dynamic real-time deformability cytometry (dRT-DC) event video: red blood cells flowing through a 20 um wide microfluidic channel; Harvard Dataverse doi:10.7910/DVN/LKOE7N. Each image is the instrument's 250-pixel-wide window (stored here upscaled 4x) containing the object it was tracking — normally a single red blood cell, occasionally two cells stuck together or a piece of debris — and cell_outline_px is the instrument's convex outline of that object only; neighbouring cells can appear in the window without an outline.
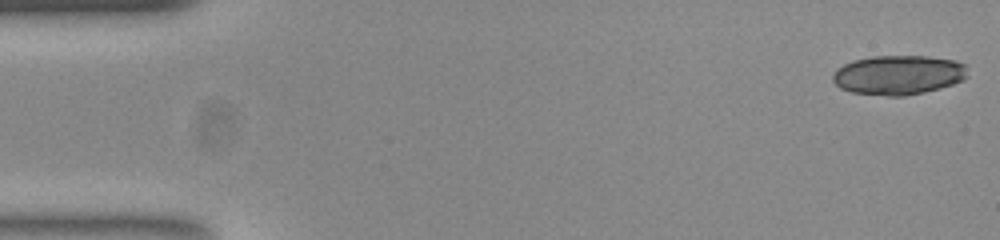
{"species": "common noctule bat (a hibernating species)", "species_latin": "Nyctalus noctula", "temperature_condition": "room temperature", "stored_images_in_passage": 52, "camera_frame_rate_fps": 3000, "um_per_image_px": 0.085, "animal": {"sex": "female", "body_mass_g": 23.0, "forearm_length_mm": 53.4}, "frame": {"image": 1, "passage_image": 1, "time_ms": 0.0, "image_size_px": [1000, 240], "cell_outline_px": [[968, 76], [964, 80], [940, 88], [924, 92], [904, 96], [888, 96], [852, 92], [840, 88], [832, 80], [832, 76], [836, 68], [852, 60], [872, 56], [928, 56], [956, 60], [964, 64]], "centroid_in_image_um": [76.36, 6.36], "position_along_channel_um": 8.6, "area_um2": 31.15}}
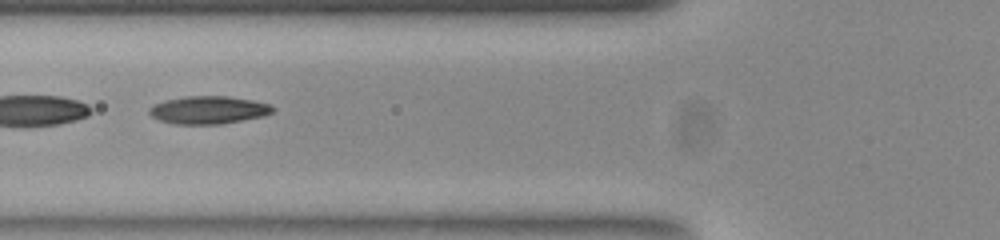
{"frame": {"image": 2, "passage_image": 20, "time_ms": 6.333, "image_size_px": [1000, 240], "cell_outline_px": [[276, 108], [272, 112], [264, 116], [220, 124], [176, 124], [160, 120], [152, 116], [148, 112], [148, 108], [164, 100], [184, 96], [228, 96], [252, 100], [272, 104]], "centroid_in_image_um": [17.74, 9.34], "position_along_channel_um": 108.1, "area_um2": 20.06}, "authors_computed_cell_mechanics": {"area_um2": 20.0855, "velocity_mm_per_s": 3.8057, "shape_relaxation_time_tau1_ms": null, "shape_relaxation_time_tau2_ms": 1.5348, "deformation_change_tau1": null, "deformation_change_tau2": 0.0672}}